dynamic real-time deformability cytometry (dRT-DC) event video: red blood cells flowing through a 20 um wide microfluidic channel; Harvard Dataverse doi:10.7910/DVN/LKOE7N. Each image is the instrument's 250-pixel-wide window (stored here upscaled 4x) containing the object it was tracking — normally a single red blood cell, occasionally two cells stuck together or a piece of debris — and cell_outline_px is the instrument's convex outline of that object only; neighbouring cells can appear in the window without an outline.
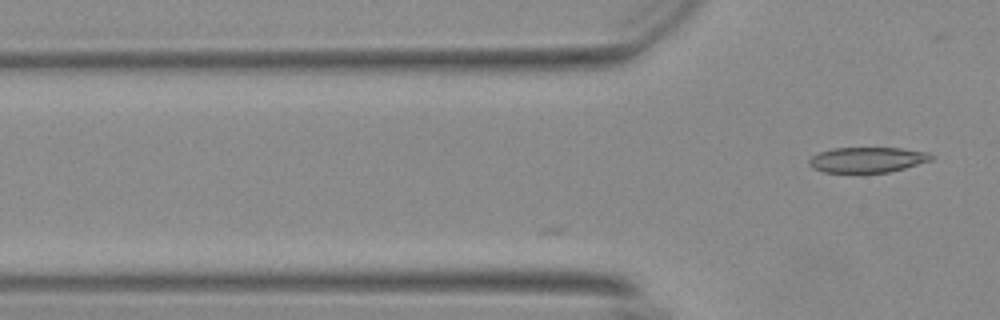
{"species": "Egyptian fruit bat (a non-hibernating species)", "species_latin": "Rousettus aegyptiacus", "temperature_condition": "warm", "stored_images_in_passage": 16, "camera_frame_rate_fps": 3000, "um_per_image_px": 0.085, "animal": {"sex": "female"}, "frame": {"image": 1, "passage_image": 16, "time_ms": 5.0, "image_size_px": [1000, 320], "cell_outline_px": [[932, 160], [904, 168], [888, 172], [824, 172], [812, 168], [808, 164], [808, 160], [812, 156], [820, 152], [832, 148], [900, 148], [928, 152], [932, 156]], "centroid_in_image_um": [73.69, 13.57], "position_along_channel_um": 52.1, "area_um2": 17.92}}